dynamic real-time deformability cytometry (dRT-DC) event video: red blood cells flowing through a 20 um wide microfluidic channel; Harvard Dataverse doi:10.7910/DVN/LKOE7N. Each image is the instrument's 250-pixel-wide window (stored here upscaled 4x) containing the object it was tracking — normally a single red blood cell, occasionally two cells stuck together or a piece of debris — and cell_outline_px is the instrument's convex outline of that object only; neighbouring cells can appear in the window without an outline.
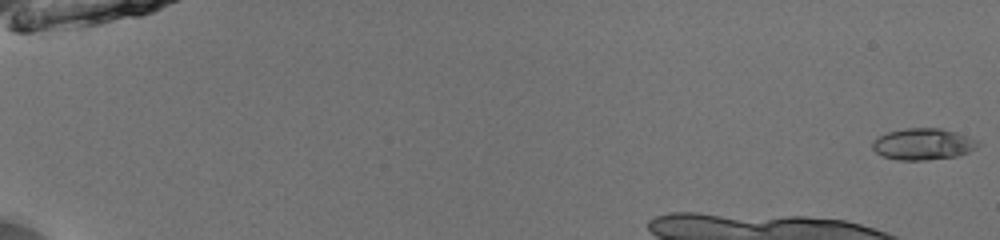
{"species": "common noctule bat (a hibernating species)", "species_latin": "Nyctalus noctula", "temperature_condition": "room temperature", "stored_images_in_passage": 14, "camera_frame_rate_fps": 3000, "um_per_image_px": 0.085, "animal": {"sex": "male", "body_mass_g": 13.0, "forearm_length_mm": 53.1}, "frame": {"image": 1, "passage_image": 1, "time_ms": 0.0, "image_size_px": [1000, 240], "cell_outline_px": [[980, 144], [976, 148], [968, 152], [956, 156], [924, 160], [896, 160], [884, 156], [876, 152], [872, 148], [872, 140], [888, 132], [904, 128], [940, 128], [956, 132], [980, 140]], "centroid_in_image_um": [78.48, 12.24], "position_along_channel_um": 6.5, "area_um2": 19.42}}
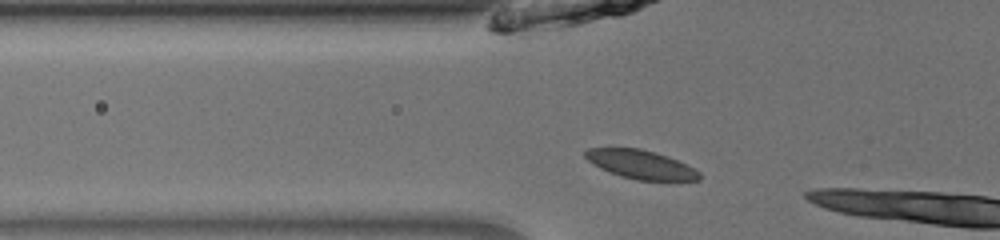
{"frame": {"image": 2, "passage_image": 12, "time_ms": 3.667, "image_size_px": [1000, 240], "cell_outline_px": [[700, 180], [636, 180], [620, 176], [600, 168], [592, 164], [584, 156], [584, 152], [588, 148], [640, 148], [656, 152], [668, 156], [688, 164], [700, 172]], "centroid_in_image_um": [54.47, 13.97], "position_along_channel_um": 71.3, "area_um2": 19.19}}